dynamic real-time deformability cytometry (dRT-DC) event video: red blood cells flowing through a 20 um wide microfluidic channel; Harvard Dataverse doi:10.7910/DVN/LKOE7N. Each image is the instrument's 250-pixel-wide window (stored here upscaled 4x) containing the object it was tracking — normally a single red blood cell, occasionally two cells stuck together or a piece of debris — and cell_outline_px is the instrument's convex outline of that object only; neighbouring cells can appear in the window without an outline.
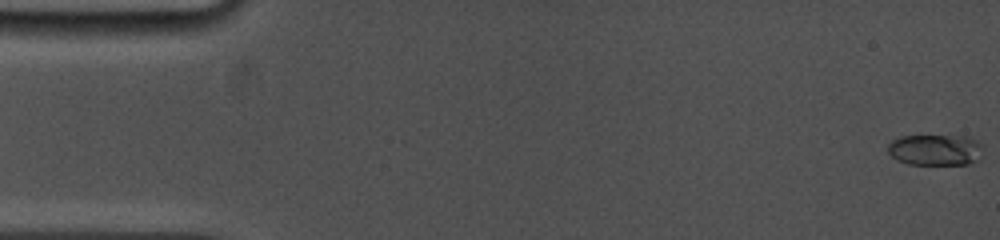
{"species": "common noctule bat (a hibernating species)", "species_latin": "Nyctalus noctula", "temperature_condition": "cold", "stored_images_in_passage": 36, "camera_frame_rate_fps": 5000, "um_per_image_px": 0.085, "animal": {"sex": "female", "body_mass_g": 19.0, "forearm_length_mm": 53.3}, "frame": {"image": 1, "passage_image": 1, "time_ms": 0.0, "image_size_px": [1000, 240], "cell_outline_px": [[984, 148], [976, 160], [968, 164], [908, 164], [896, 160], [888, 152], [888, 144], [892, 140], [900, 136], [968, 136], [976, 140]], "centroid_in_image_um": [79.48, 12.73], "position_along_channel_um": 5.5, "area_um2": 17.22}}
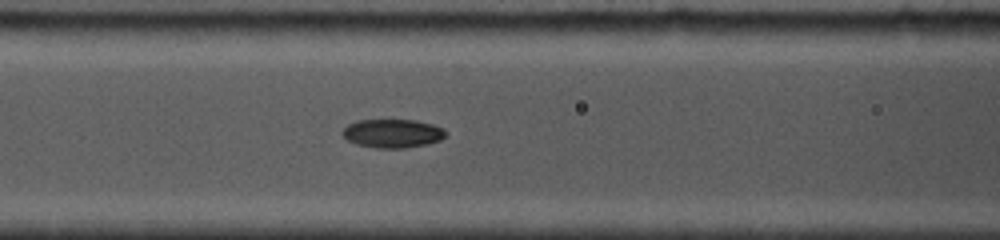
{"frame": {"image": 2, "passage_image": 22, "time_ms": 6.8, "image_size_px": [1000, 240], "cell_outline_px": [[448, 136], [440, 140], [428, 144], [408, 148], [376, 148], [356, 144], [348, 140], [340, 132], [348, 124], [356, 120], [416, 120], [432, 124], [444, 128], [448, 132]], "centroid_in_image_um": [33.41, 11.34], "position_along_channel_um": 133.2, "area_um2": 17.51}}
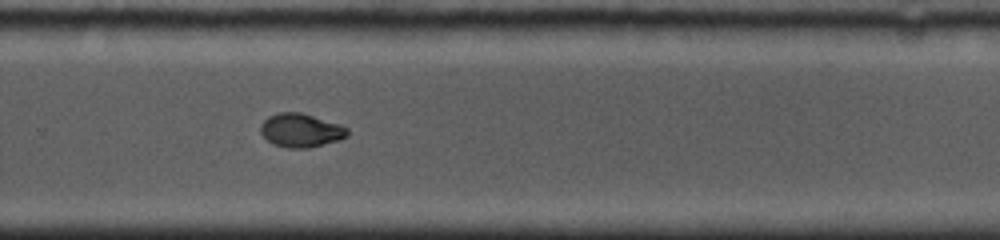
{"frame": {"image": 3, "passage_image": 36, "time_ms": 11.2, "image_size_px": [1000, 240], "cell_outline_px": [[348, 136], [340, 140], [308, 148], [288, 148], [272, 144], [260, 132], [260, 124], [268, 116], [276, 112], [300, 112], [340, 124], [348, 128]], "centroid_in_image_um": [25.56, 11.08], "position_along_channel_um": 304.2, "area_um2": 17.17}}